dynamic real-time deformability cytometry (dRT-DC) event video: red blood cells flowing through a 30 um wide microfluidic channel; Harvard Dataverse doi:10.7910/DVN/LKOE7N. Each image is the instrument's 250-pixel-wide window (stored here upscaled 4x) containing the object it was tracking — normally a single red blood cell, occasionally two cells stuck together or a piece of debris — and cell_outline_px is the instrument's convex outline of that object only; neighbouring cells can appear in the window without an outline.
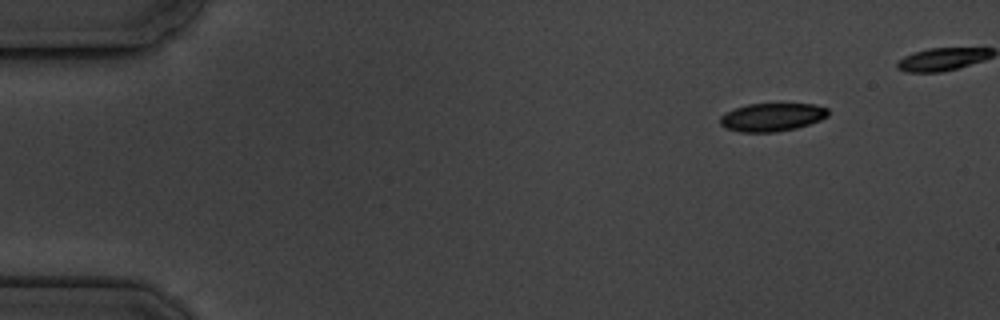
{"species": "common noctule bat (a hibernating species)", "species_latin": "Nyctalus noctula", "temperature_condition": "cold", "stored_images_in_passage": 3, "camera_frame_rate_fps": 3000, "um_per_image_px": 0.085, "animal": {"sex": "male", "body_mass_g": 19.5, "forearm_length_mm": 54.6}, "frame": {"image": 1, "passage_image": 1, "time_ms": 0.0, "image_size_px": [1000, 320], "cell_outline_px": [[828, 116], [820, 120], [796, 128], [776, 132], [740, 132], [724, 128], [720, 124], [720, 116], [736, 108], [748, 104], [816, 104], [828, 108]], "centroid_in_image_um": [65.62, 9.96], "position_along_channel_um": 19.4, "area_um2": 17.69}}